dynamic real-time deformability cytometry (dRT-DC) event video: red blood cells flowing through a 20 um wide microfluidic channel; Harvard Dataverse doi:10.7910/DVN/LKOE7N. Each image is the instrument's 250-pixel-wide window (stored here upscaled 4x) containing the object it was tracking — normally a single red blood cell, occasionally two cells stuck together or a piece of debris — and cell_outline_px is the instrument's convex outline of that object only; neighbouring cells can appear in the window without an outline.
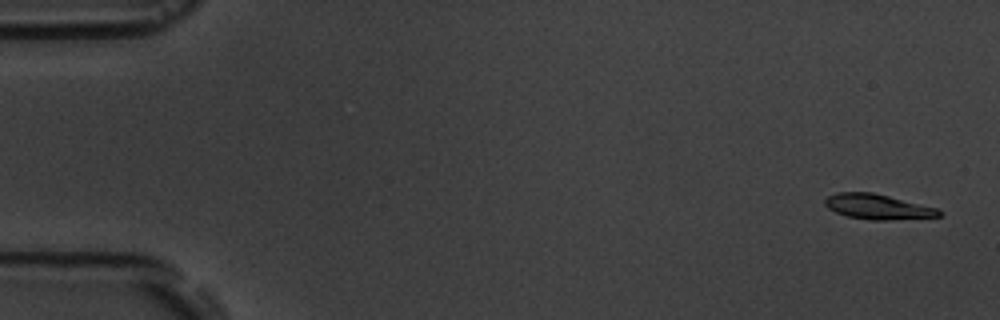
{"species": "common noctule bat (a hibernating species)", "species_latin": "Nyctalus noctula", "temperature_condition": "room temperature", "stored_images_in_passage": 4, "camera_frame_rate_fps": 3000, "um_per_image_px": 0.085, "animal": {"sex": "male", "body_mass_g": 19.5, "forearm_length_mm": 54.6}, "frame": {"image": 1, "passage_image": 1, "time_ms": 0.0, "image_size_px": [1000, 320], "cell_outline_px": [[940, 216], [888, 220], [868, 220], [848, 216], [836, 212], [828, 208], [824, 204], [824, 200], [828, 196], [836, 192], [872, 192], [936, 208], [940, 212]], "centroid_in_image_um": [74.53, 17.57], "position_along_channel_um": 10.5, "area_um2": 16.42}}